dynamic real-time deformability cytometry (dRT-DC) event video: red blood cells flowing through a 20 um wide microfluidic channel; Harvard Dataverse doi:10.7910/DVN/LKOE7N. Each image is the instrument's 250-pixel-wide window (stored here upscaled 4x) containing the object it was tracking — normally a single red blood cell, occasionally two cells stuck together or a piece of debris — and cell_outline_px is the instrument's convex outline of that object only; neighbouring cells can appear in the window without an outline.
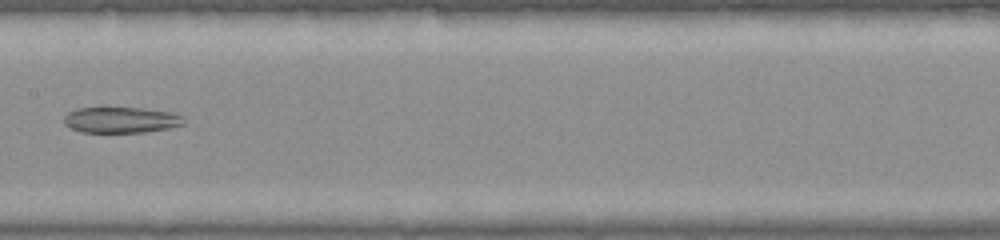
{"species": "common noctule bat (a hibernating species)", "species_latin": "Nyctalus noctula", "temperature_condition": "warm", "stored_images_in_passage": 33, "camera_frame_rate_fps": 3000, "um_per_image_px": 0.085, "animal": {"sex": "female", "body_mass_g": 22.0, "forearm_length_mm": 56.7}, "frame": {"image": 1, "passage_image": 14, "time_ms": 4.333, "image_size_px": [1000, 240], "cell_outline_px": [[184, 124], [168, 128], [148, 132], [80, 132], [68, 128], [64, 124], [64, 116], [68, 112], [80, 108], [144, 108], [168, 112], [184, 116]], "centroid_in_image_um": [10.27, 10.2], "position_along_channel_um": 197.1, "area_um2": 18.09}}
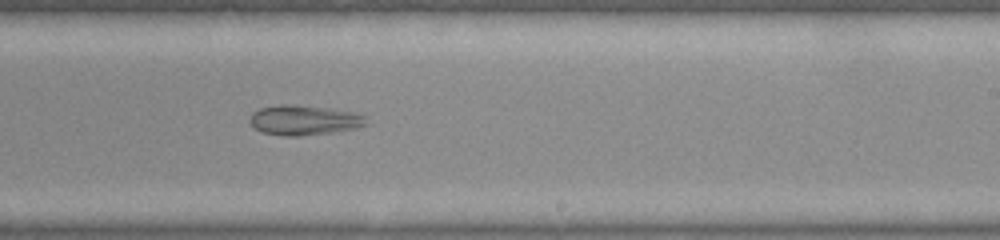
{"frame": {"image": 2, "passage_image": 18, "time_ms": 5.667, "image_size_px": [1000, 240], "cell_outline_px": [[368, 124], [356, 128], [332, 132], [300, 136], [284, 136], [260, 132], [248, 120], [252, 112], [260, 108], [280, 104], [292, 104], [328, 108], [356, 112], [368, 116]], "centroid_in_image_um": [25.87, 10.2], "position_along_channel_um": 263.1, "area_um2": 20.58}}
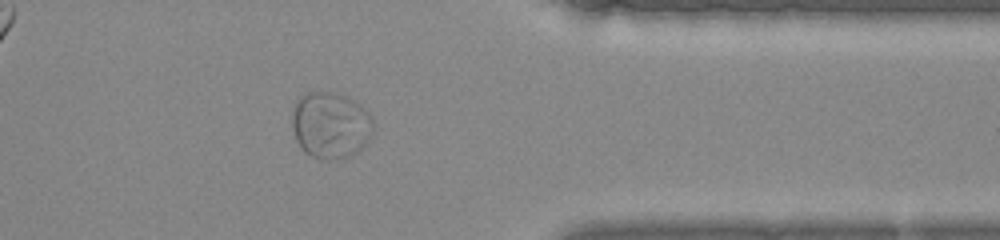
{"frame": {"image": 3, "passage_image": 26, "time_ms": 8.333, "image_size_px": [1000, 240], "cell_outline_px": [[372, 136], [356, 152], [344, 160], [328, 160], [312, 156], [304, 152], [300, 148], [296, 140], [292, 128], [292, 112], [300, 96], [304, 92], [336, 92], [360, 104], [372, 116]], "centroid_in_image_um": [28.08, 10.65], "position_along_channel_um": 383.3, "area_um2": 31.67}}